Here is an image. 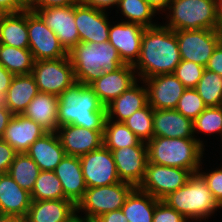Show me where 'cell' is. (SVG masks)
<instances>
[{"instance_id": "f35d334b", "label": "cell", "mask_w": 222, "mask_h": 222, "mask_svg": "<svg viewBox=\"0 0 222 222\" xmlns=\"http://www.w3.org/2000/svg\"><path fill=\"white\" fill-rule=\"evenodd\" d=\"M206 107V104L195 88H186L175 109L180 114L193 121L206 109Z\"/></svg>"}, {"instance_id": "3957f363", "label": "cell", "mask_w": 222, "mask_h": 222, "mask_svg": "<svg viewBox=\"0 0 222 222\" xmlns=\"http://www.w3.org/2000/svg\"><path fill=\"white\" fill-rule=\"evenodd\" d=\"M76 82L89 85L103 73L113 72L125 63L110 42H80L68 52Z\"/></svg>"}, {"instance_id": "6f0895ef", "label": "cell", "mask_w": 222, "mask_h": 222, "mask_svg": "<svg viewBox=\"0 0 222 222\" xmlns=\"http://www.w3.org/2000/svg\"><path fill=\"white\" fill-rule=\"evenodd\" d=\"M220 18H222V0H220Z\"/></svg>"}, {"instance_id": "74e56055", "label": "cell", "mask_w": 222, "mask_h": 222, "mask_svg": "<svg viewBox=\"0 0 222 222\" xmlns=\"http://www.w3.org/2000/svg\"><path fill=\"white\" fill-rule=\"evenodd\" d=\"M153 113L154 109L147 103L124 121L125 125L145 143L153 137Z\"/></svg>"}, {"instance_id": "836d02e7", "label": "cell", "mask_w": 222, "mask_h": 222, "mask_svg": "<svg viewBox=\"0 0 222 222\" xmlns=\"http://www.w3.org/2000/svg\"><path fill=\"white\" fill-rule=\"evenodd\" d=\"M40 171L38 165L27 153H17L8 174L22 189L31 193Z\"/></svg>"}, {"instance_id": "f1b7e54d", "label": "cell", "mask_w": 222, "mask_h": 222, "mask_svg": "<svg viewBox=\"0 0 222 222\" xmlns=\"http://www.w3.org/2000/svg\"><path fill=\"white\" fill-rule=\"evenodd\" d=\"M0 44L29 48L27 9L18 13L1 14Z\"/></svg>"}, {"instance_id": "f907efd6", "label": "cell", "mask_w": 222, "mask_h": 222, "mask_svg": "<svg viewBox=\"0 0 222 222\" xmlns=\"http://www.w3.org/2000/svg\"><path fill=\"white\" fill-rule=\"evenodd\" d=\"M13 115L3 102H0V138L3 137L5 129Z\"/></svg>"}, {"instance_id": "cb8c5ba5", "label": "cell", "mask_w": 222, "mask_h": 222, "mask_svg": "<svg viewBox=\"0 0 222 222\" xmlns=\"http://www.w3.org/2000/svg\"><path fill=\"white\" fill-rule=\"evenodd\" d=\"M147 103L146 85L143 80H138L127 91L123 92L106 106L107 118L115 122H124Z\"/></svg>"}, {"instance_id": "ac0fdd59", "label": "cell", "mask_w": 222, "mask_h": 222, "mask_svg": "<svg viewBox=\"0 0 222 222\" xmlns=\"http://www.w3.org/2000/svg\"><path fill=\"white\" fill-rule=\"evenodd\" d=\"M137 81L138 77L133 65L124 64L113 72L103 73L89 86L93 89L99 101L107 106Z\"/></svg>"}, {"instance_id": "d590c367", "label": "cell", "mask_w": 222, "mask_h": 222, "mask_svg": "<svg viewBox=\"0 0 222 222\" xmlns=\"http://www.w3.org/2000/svg\"><path fill=\"white\" fill-rule=\"evenodd\" d=\"M30 195L32 200L66 199L54 171H40Z\"/></svg>"}, {"instance_id": "4dcf8cb0", "label": "cell", "mask_w": 222, "mask_h": 222, "mask_svg": "<svg viewBox=\"0 0 222 222\" xmlns=\"http://www.w3.org/2000/svg\"><path fill=\"white\" fill-rule=\"evenodd\" d=\"M117 9H115L117 13H120L121 17L123 16L120 21L138 24L144 28L154 27L160 24L158 21L153 22V18L159 14L146 0H120Z\"/></svg>"}, {"instance_id": "ab89813d", "label": "cell", "mask_w": 222, "mask_h": 222, "mask_svg": "<svg viewBox=\"0 0 222 222\" xmlns=\"http://www.w3.org/2000/svg\"><path fill=\"white\" fill-rule=\"evenodd\" d=\"M204 70L205 67L198 63L181 59L173 74L185 88H196Z\"/></svg>"}, {"instance_id": "484cf974", "label": "cell", "mask_w": 222, "mask_h": 222, "mask_svg": "<svg viewBox=\"0 0 222 222\" xmlns=\"http://www.w3.org/2000/svg\"><path fill=\"white\" fill-rule=\"evenodd\" d=\"M41 171H54L66 153L56 132H47L26 152Z\"/></svg>"}, {"instance_id": "8fae6325", "label": "cell", "mask_w": 222, "mask_h": 222, "mask_svg": "<svg viewBox=\"0 0 222 222\" xmlns=\"http://www.w3.org/2000/svg\"><path fill=\"white\" fill-rule=\"evenodd\" d=\"M182 60L206 66L220 43L217 29H191L175 31Z\"/></svg>"}, {"instance_id": "d6986e66", "label": "cell", "mask_w": 222, "mask_h": 222, "mask_svg": "<svg viewBox=\"0 0 222 222\" xmlns=\"http://www.w3.org/2000/svg\"><path fill=\"white\" fill-rule=\"evenodd\" d=\"M103 132L70 124L60 126L56 133L66 155L81 157L103 145Z\"/></svg>"}, {"instance_id": "2e32d148", "label": "cell", "mask_w": 222, "mask_h": 222, "mask_svg": "<svg viewBox=\"0 0 222 222\" xmlns=\"http://www.w3.org/2000/svg\"><path fill=\"white\" fill-rule=\"evenodd\" d=\"M148 104L153 109H175L186 89L173 74H163L144 79Z\"/></svg>"}, {"instance_id": "83f0119b", "label": "cell", "mask_w": 222, "mask_h": 222, "mask_svg": "<svg viewBox=\"0 0 222 222\" xmlns=\"http://www.w3.org/2000/svg\"><path fill=\"white\" fill-rule=\"evenodd\" d=\"M38 93L32 74L15 75L2 102L13 114H22Z\"/></svg>"}, {"instance_id": "bcb514c9", "label": "cell", "mask_w": 222, "mask_h": 222, "mask_svg": "<svg viewBox=\"0 0 222 222\" xmlns=\"http://www.w3.org/2000/svg\"><path fill=\"white\" fill-rule=\"evenodd\" d=\"M15 75L0 64V102L5 99L7 91Z\"/></svg>"}, {"instance_id": "52a82bcc", "label": "cell", "mask_w": 222, "mask_h": 222, "mask_svg": "<svg viewBox=\"0 0 222 222\" xmlns=\"http://www.w3.org/2000/svg\"><path fill=\"white\" fill-rule=\"evenodd\" d=\"M134 188L133 185L122 181L107 186L87 188L83 199L76 206L77 216L94 222L105 213L121 209Z\"/></svg>"}, {"instance_id": "ee69618b", "label": "cell", "mask_w": 222, "mask_h": 222, "mask_svg": "<svg viewBox=\"0 0 222 222\" xmlns=\"http://www.w3.org/2000/svg\"><path fill=\"white\" fill-rule=\"evenodd\" d=\"M79 0H34L28 9H42L56 6H75L79 4Z\"/></svg>"}, {"instance_id": "db71d44e", "label": "cell", "mask_w": 222, "mask_h": 222, "mask_svg": "<svg viewBox=\"0 0 222 222\" xmlns=\"http://www.w3.org/2000/svg\"><path fill=\"white\" fill-rule=\"evenodd\" d=\"M26 9H28L34 2V0H18Z\"/></svg>"}, {"instance_id": "ba28073f", "label": "cell", "mask_w": 222, "mask_h": 222, "mask_svg": "<svg viewBox=\"0 0 222 222\" xmlns=\"http://www.w3.org/2000/svg\"><path fill=\"white\" fill-rule=\"evenodd\" d=\"M31 74L39 92L57 97L76 82L68 56L56 60L35 61Z\"/></svg>"}, {"instance_id": "7c38bea8", "label": "cell", "mask_w": 222, "mask_h": 222, "mask_svg": "<svg viewBox=\"0 0 222 222\" xmlns=\"http://www.w3.org/2000/svg\"><path fill=\"white\" fill-rule=\"evenodd\" d=\"M87 188L107 186L121 182L112 151L104 145L80 157Z\"/></svg>"}, {"instance_id": "681fc988", "label": "cell", "mask_w": 222, "mask_h": 222, "mask_svg": "<svg viewBox=\"0 0 222 222\" xmlns=\"http://www.w3.org/2000/svg\"><path fill=\"white\" fill-rule=\"evenodd\" d=\"M94 222H128L121 209L105 213L98 217Z\"/></svg>"}, {"instance_id": "d4e9b609", "label": "cell", "mask_w": 222, "mask_h": 222, "mask_svg": "<svg viewBox=\"0 0 222 222\" xmlns=\"http://www.w3.org/2000/svg\"><path fill=\"white\" fill-rule=\"evenodd\" d=\"M31 195L8 174H0V214L26 217L31 206Z\"/></svg>"}, {"instance_id": "4316f807", "label": "cell", "mask_w": 222, "mask_h": 222, "mask_svg": "<svg viewBox=\"0 0 222 222\" xmlns=\"http://www.w3.org/2000/svg\"><path fill=\"white\" fill-rule=\"evenodd\" d=\"M58 103L57 96L39 92L22 115L38 123L47 132H57L59 128Z\"/></svg>"}, {"instance_id": "5b68a950", "label": "cell", "mask_w": 222, "mask_h": 222, "mask_svg": "<svg viewBox=\"0 0 222 222\" xmlns=\"http://www.w3.org/2000/svg\"><path fill=\"white\" fill-rule=\"evenodd\" d=\"M163 201L190 222L206 221L213 214L216 215L218 209H222L198 172L193 173L185 185L170 193Z\"/></svg>"}, {"instance_id": "7bdbcfd3", "label": "cell", "mask_w": 222, "mask_h": 222, "mask_svg": "<svg viewBox=\"0 0 222 222\" xmlns=\"http://www.w3.org/2000/svg\"><path fill=\"white\" fill-rule=\"evenodd\" d=\"M17 152L2 138H0V174L8 173Z\"/></svg>"}, {"instance_id": "7402d4cb", "label": "cell", "mask_w": 222, "mask_h": 222, "mask_svg": "<svg viewBox=\"0 0 222 222\" xmlns=\"http://www.w3.org/2000/svg\"><path fill=\"white\" fill-rule=\"evenodd\" d=\"M76 215V205L68 199L32 200L25 222H70Z\"/></svg>"}, {"instance_id": "11a10c76", "label": "cell", "mask_w": 222, "mask_h": 222, "mask_svg": "<svg viewBox=\"0 0 222 222\" xmlns=\"http://www.w3.org/2000/svg\"><path fill=\"white\" fill-rule=\"evenodd\" d=\"M218 34H219V38H220V43H222V18H220V22L218 25Z\"/></svg>"}, {"instance_id": "8992f818", "label": "cell", "mask_w": 222, "mask_h": 222, "mask_svg": "<svg viewBox=\"0 0 222 222\" xmlns=\"http://www.w3.org/2000/svg\"><path fill=\"white\" fill-rule=\"evenodd\" d=\"M164 13L162 23L173 31L218 29L220 0H171Z\"/></svg>"}, {"instance_id": "9a60e30c", "label": "cell", "mask_w": 222, "mask_h": 222, "mask_svg": "<svg viewBox=\"0 0 222 222\" xmlns=\"http://www.w3.org/2000/svg\"><path fill=\"white\" fill-rule=\"evenodd\" d=\"M110 23L109 42L118 51L120 58L125 64L134 65L139 59L142 37L145 28L133 23L117 22Z\"/></svg>"}, {"instance_id": "e0dca14e", "label": "cell", "mask_w": 222, "mask_h": 222, "mask_svg": "<svg viewBox=\"0 0 222 222\" xmlns=\"http://www.w3.org/2000/svg\"><path fill=\"white\" fill-rule=\"evenodd\" d=\"M120 181L139 187L148 163L147 146H130L112 151Z\"/></svg>"}, {"instance_id": "d6a6232c", "label": "cell", "mask_w": 222, "mask_h": 222, "mask_svg": "<svg viewBox=\"0 0 222 222\" xmlns=\"http://www.w3.org/2000/svg\"><path fill=\"white\" fill-rule=\"evenodd\" d=\"M103 145L113 151L130 146H147L142 142L126 125L124 122H115L106 119L103 132Z\"/></svg>"}, {"instance_id": "44dd1931", "label": "cell", "mask_w": 222, "mask_h": 222, "mask_svg": "<svg viewBox=\"0 0 222 222\" xmlns=\"http://www.w3.org/2000/svg\"><path fill=\"white\" fill-rule=\"evenodd\" d=\"M54 173L61 182L65 198L77 206L87 190L80 157L65 155L54 169Z\"/></svg>"}, {"instance_id": "c3c4849f", "label": "cell", "mask_w": 222, "mask_h": 222, "mask_svg": "<svg viewBox=\"0 0 222 222\" xmlns=\"http://www.w3.org/2000/svg\"><path fill=\"white\" fill-rule=\"evenodd\" d=\"M26 8L18 0H0V13H18Z\"/></svg>"}, {"instance_id": "7dc6e473", "label": "cell", "mask_w": 222, "mask_h": 222, "mask_svg": "<svg viewBox=\"0 0 222 222\" xmlns=\"http://www.w3.org/2000/svg\"><path fill=\"white\" fill-rule=\"evenodd\" d=\"M79 1L80 3L84 5H87L89 7L95 8L97 10L105 11V12H108V10L113 9L114 6H115L114 8H117L120 2V0H79Z\"/></svg>"}, {"instance_id": "277c9868", "label": "cell", "mask_w": 222, "mask_h": 222, "mask_svg": "<svg viewBox=\"0 0 222 222\" xmlns=\"http://www.w3.org/2000/svg\"><path fill=\"white\" fill-rule=\"evenodd\" d=\"M148 162L178 167L197 173L204 161L205 148L195 138L153 136L147 143Z\"/></svg>"}, {"instance_id": "7a4b0ae2", "label": "cell", "mask_w": 222, "mask_h": 222, "mask_svg": "<svg viewBox=\"0 0 222 222\" xmlns=\"http://www.w3.org/2000/svg\"><path fill=\"white\" fill-rule=\"evenodd\" d=\"M58 122L91 130H104L107 108L89 85L74 82L58 96Z\"/></svg>"}, {"instance_id": "f546056e", "label": "cell", "mask_w": 222, "mask_h": 222, "mask_svg": "<svg viewBox=\"0 0 222 222\" xmlns=\"http://www.w3.org/2000/svg\"><path fill=\"white\" fill-rule=\"evenodd\" d=\"M158 201L151 194L135 187L127 196L121 210L128 222H152Z\"/></svg>"}, {"instance_id": "6da1fadb", "label": "cell", "mask_w": 222, "mask_h": 222, "mask_svg": "<svg viewBox=\"0 0 222 222\" xmlns=\"http://www.w3.org/2000/svg\"><path fill=\"white\" fill-rule=\"evenodd\" d=\"M180 61L175 31L161 23L145 28L140 56L133 65L138 80L174 73Z\"/></svg>"}, {"instance_id": "9f6ffc18", "label": "cell", "mask_w": 222, "mask_h": 222, "mask_svg": "<svg viewBox=\"0 0 222 222\" xmlns=\"http://www.w3.org/2000/svg\"><path fill=\"white\" fill-rule=\"evenodd\" d=\"M70 222H90L85 218L78 217L77 215Z\"/></svg>"}, {"instance_id": "9c48e42d", "label": "cell", "mask_w": 222, "mask_h": 222, "mask_svg": "<svg viewBox=\"0 0 222 222\" xmlns=\"http://www.w3.org/2000/svg\"><path fill=\"white\" fill-rule=\"evenodd\" d=\"M29 50L34 60H56L67 57L68 52L59 42L57 35L46 25L41 16L27 9Z\"/></svg>"}, {"instance_id": "ffe728a7", "label": "cell", "mask_w": 222, "mask_h": 222, "mask_svg": "<svg viewBox=\"0 0 222 222\" xmlns=\"http://www.w3.org/2000/svg\"><path fill=\"white\" fill-rule=\"evenodd\" d=\"M47 131L35 121L14 114L2 137L17 153H26L30 146Z\"/></svg>"}, {"instance_id": "603a6c76", "label": "cell", "mask_w": 222, "mask_h": 222, "mask_svg": "<svg viewBox=\"0 0 222 222\" xmlns=\"http://www.w3.org/2000/svg\"><path fill=\"white\" fill-rule=\"evenodd\" d=\"M153 136L165 138H195L193 121L176 109H154Z\"/></svg>"}, {"instance_id": "e575fe53", "label": "cell", "mask_w": 222, "mask_h": 222, "mask_svg": "<svg viewBox=\"0 0 222 222\" xmlns=\"http://www.w3.org/2000/svg\"><path fill=\"white\" fill-rule=\"evenodd\" d=\"M193 130L194 137L199 143L205 148L204 139L197 138L199 137L196 134L202 135V133L206 136H215L219 134L222 142V106H210L206 107V109L195 119L193 120Z\"/></svg>"}, {"instance_id": "f6af8a7d", "label": "cell", "mask_w": 222, "mask_h": 222, "mask_svg": "<svg viewBox=\"0 0 222 222\" xmlns=\"http://www.w3.org/2000/svg\"><path fill=\"white\" fill-rule=\"evenodd\" d=\"M205 69L213 71L222 76V43L215 48L212 56L208 60Z\"/></svg>"}, {"instance_id": "1f68e13d", "label": "cell", "mask_w": 222, "mask_h": 222, "mask_svg": "<svg viewBox=\"0 0 222 222\" xmlns=\"http://www.w3.org/2000/svg\"><path fill=\"white\" fill-rule=\"evenodd\" d=\"M34 57L29 48L0 44V64L14 75L31 74Z\"/></svg>"}, {"instance_id": "4fadbf2b", "label": "cell", "mask_w": 222, "mask_h": 222, "mask_svg": "<svg viewBox=\"0 0 222 222\" xmlns=\"http://www.w3.org/2000/svg\"><path fill=\"white\" fill-rule=\"evenodd\" d=\"M30 10L41 16L46 25L57 35L59 42L67 52L80 43V36L75 24V6Z\"/></svg>"}, {"instance_id": "5bb4252c", "label": "cell", "mask_w": 222, "mask_h": 222, "mask_svg": "<svg viewBox=\"0 0 222 222\" xmlns=\"http://www.w3.org/2000/svg\"><path fill=\"white\" fill-rule=\"evenodd\" d=\"M89 7L82 3L75 5V24L80 36V42L97 44L108 42L110 21L109 14Z\"/></svg>"}, {"instance_id": "30bf717a", "label": "cell", "mask_w": 222, "mask_h": 222, "mask_svg": "<svg viewBox=\"0 0 222 222\" xmlns=\"http://www.w3.org/2000/svg\"><path fill=\"white\" fill-rule=\"evenodd\" d=\"M193 173L178 167L147 163L145 176L139 189L163 200L170 193L185 185Z\"/></svg>"}, {"instance_id": "8d00e7d4", "label": "cell", "mask_w": 222, "mask_h": 222, "mask_svg": "<svg viewBox=\"0 0 222 222\" xmlns=\"http://www.w3.org/2000/svg\"><path fill=\"white\" fill-rule=\"evenodd\" d=\"M196 91L207 107L222 106V76L205 69Z\"/></svg>"}, {"instance_id": "f5cc1de1", "label": "cell", "mask_w": 222, "mask_h": 222, "mask_svg": "<svg viewBox=\"0 0 222 222\" xmlns=\"http://www.w3.org/2000/svg\"><path fill=\"white\" fill-rule=\"evenodd\" d=\"M0 222H25V218L18 215H1Z\"/></svg>"}, {"instance_id": "60d3db41", "label": "cell", "mask_w": 222, "mask_h": 222, "mask_svg": "<svg viewBox=\"0 0 222 222\" xmlns=\"http://www.w3.org/2000/svg\"><path fill=\"white\" fill-rule=\"evenodd\" d=\"M203 163L204 162H202L198 173L205 180L210 192L213 195L214 200L222 208V163H220L221 166L215 167L212 170L206 169V172L202 170V165H204Z\"/></svg>"}, {"instance_id": "b9f144b4", "label": "cell", "mask_w": 222, "mask_h": 222, "mask_svg": "<svg viewBox=\"0 0 222 222\" xmlns=\"http://www.w3.org/2000/svg\"><path fill=\"white\" fill-rule=\"evenodd\" d=\"M152 222H190L182 214L170 207L163 200H159L155 206Z\"/></svg>"}, {"instance_id": "816d5d0a", "label": "cell", "mask_w": 222, "mask_h": 222, "mask_svg": "<svg viewBox=\"0 0 222 222\" xmlns=\"http://www.w3.org/2000/svg\"><path fill=\"white\" fill-rule=\"evenodd\" d=\"M147 3L156 10L158 14H164L168 9L169 3L171 0H146Z\"/></svg>"}]
</instances>
